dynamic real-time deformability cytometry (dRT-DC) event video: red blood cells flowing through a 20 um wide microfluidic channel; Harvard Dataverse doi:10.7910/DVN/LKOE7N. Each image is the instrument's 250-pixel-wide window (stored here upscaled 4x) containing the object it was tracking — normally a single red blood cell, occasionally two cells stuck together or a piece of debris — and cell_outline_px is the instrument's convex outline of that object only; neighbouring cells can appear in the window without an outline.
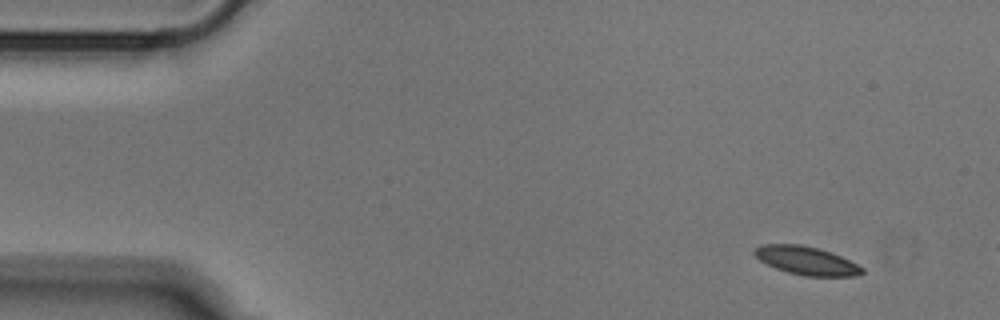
{"species": "Egyptian fruit bat (a non-hibernating species)", "species_latin": "Rousettus aegyptiacus", "temperature_condition": "cold", "stored_images_in_passage": 10, "camera_frame_rate_fps": 3000, "um_per_image_px": 0.085, "animal": {"sex": "male"}, "frame": {"image": 1, "passage_image": 4, "time_ms": 1.0, "image_size_px": [1000, 320], "cell_outline_px": [[864, 272], [856, 276], [804, 276], [788, 272], [776, 268], [760, 260], [752, 252], [760, 244], [800, 244], [816, 248], [840, 256], [864, 268]], "centroid_in_image_um": [68.52, 22.15], "position_along_channel_um": 16.5, "area_um2": 17.51}}